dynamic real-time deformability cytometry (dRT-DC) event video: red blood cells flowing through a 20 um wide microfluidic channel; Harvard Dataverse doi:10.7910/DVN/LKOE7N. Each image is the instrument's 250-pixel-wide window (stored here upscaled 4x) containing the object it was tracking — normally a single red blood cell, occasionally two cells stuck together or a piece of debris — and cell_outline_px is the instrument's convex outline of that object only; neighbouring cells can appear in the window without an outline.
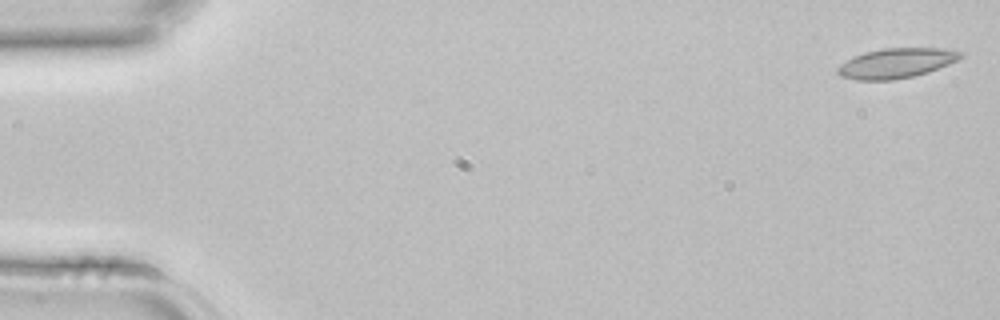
{"species": "common noctule bat (a hibernating species)", "species_latin": "Nyctalus noctula", "temperature_condition": "room temperature", "stored_images_in_passage": 3, "camera_frame_rate_fps": 3000, "um_per_image_px": 0.085, "animal": {"sex": "female", "body_mass_g": 22.7, "forearm_length_mm": 54.2}, "frame": {"image": 1, "passage_image": 1, "time_ms": 0.0, "image_size_px": [1000, 320], "cell_outline_px": [[964, 56], [948, 64], [928, 72], [912, 76], [892, 80], [856, 80], [840, 76], [836, 72], [836, 68], [840, 64], [864, 52], [884, 48], [944, 48], [964, 52]], "centroid_in_image_um": [76.18, 5.36], "position_along_channel_um": 8.8, "area_um2": 21.33}}
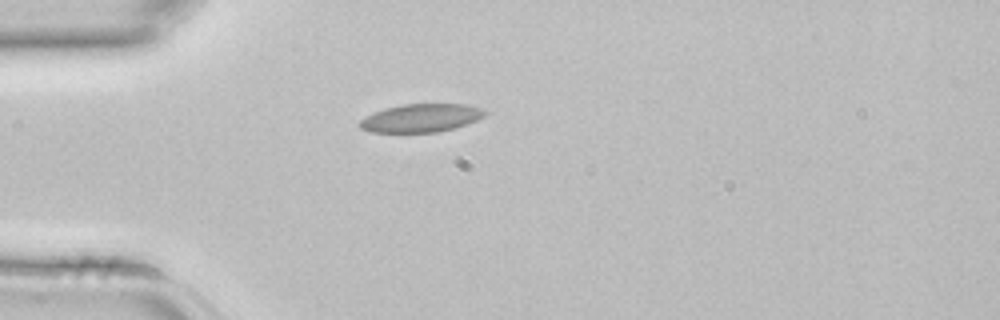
{"frame": {"image": 2, "passage_image": 3, "time_ms": 0.667, "image_size_px": [1000, 320], "cell_outline_px": [[488, 112], [484, 116], [476, 120], [452, 128], [436, 132], [368, 132], [360, 128], [356, 124], [364, 116], [372, 112], [404, 104], [464, 104], [480, 108]], "centroid_in_image_um": [35.71, 10.03], "position_along_channel_um": 49.3, "area_um2": 20.46}}